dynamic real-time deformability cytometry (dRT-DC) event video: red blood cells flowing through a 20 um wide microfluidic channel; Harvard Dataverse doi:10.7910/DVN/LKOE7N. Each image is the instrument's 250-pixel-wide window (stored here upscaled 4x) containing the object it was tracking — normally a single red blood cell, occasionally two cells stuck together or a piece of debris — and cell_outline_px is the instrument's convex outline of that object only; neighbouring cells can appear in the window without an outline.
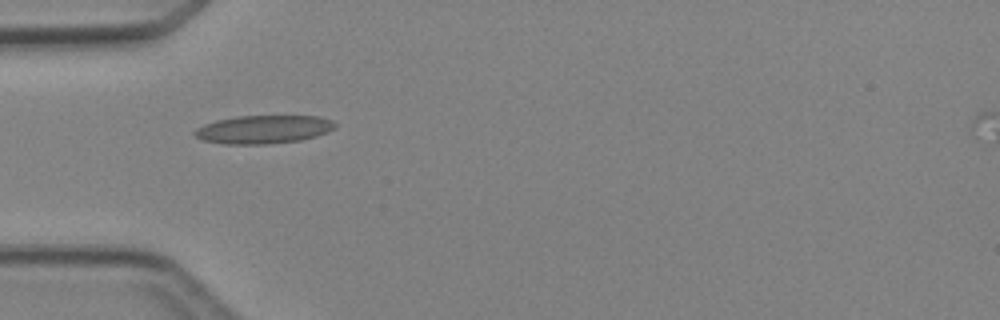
{"species": "Egyptian fruit bat (a non-hibernating species)", "species_latin": "Rousettus aegyptiacus", "temperature_condition": "cold", "stored_images_in_passage": 2, "camera_frame_rate_fps": 3000, "um_per_image_px": 0.085, "animal": {"sex": "female"}, "frame": {"image": 1, "passage_image": 1, "time_ms": 0.0, "image_size_px": [1000, 320], "cell_outline_px": [[336, 124], [328, 132], [316, 136], [300, 140], [264, 144], [224, 144], [204, 140], [196, 136], [192, 132], [196, 128], [204, 124], [216, 120], [236, 116], [320, 116], [332, 120]], "centroid_in_image_um": [22.38, 10.99], "position_along_channel_um": 62.6, "area_um2": 23.06}}
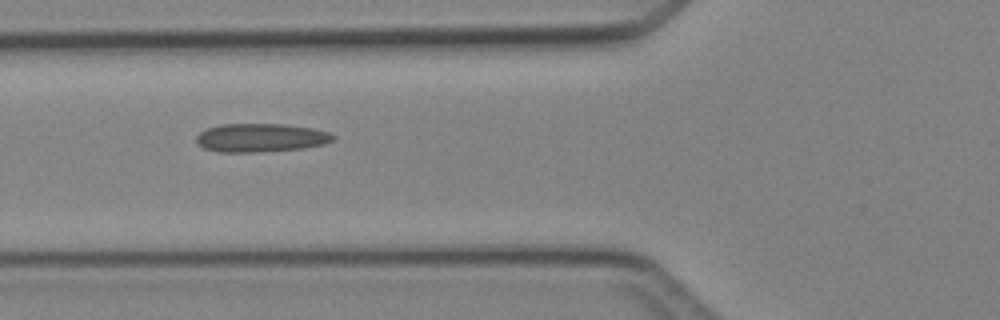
{"frame": {"image": 2, "passage_image": 2, "time_ms": 1.0, "image_size_px": [1000, 320], "cell_outline_px": [[336, 136], [332, 140], [324, 144], [304, 148], [260, 152], [216, 152], [204, 148], [196, 140], [196, 136], [200, 132], [208, 128], [220, 124], [284, 124], [312, 128], [328, 132]], "centroid_in_image_um": [22.16, 11.71], "position_along_channel_um": 103.6, "area_um2": 22.72}}